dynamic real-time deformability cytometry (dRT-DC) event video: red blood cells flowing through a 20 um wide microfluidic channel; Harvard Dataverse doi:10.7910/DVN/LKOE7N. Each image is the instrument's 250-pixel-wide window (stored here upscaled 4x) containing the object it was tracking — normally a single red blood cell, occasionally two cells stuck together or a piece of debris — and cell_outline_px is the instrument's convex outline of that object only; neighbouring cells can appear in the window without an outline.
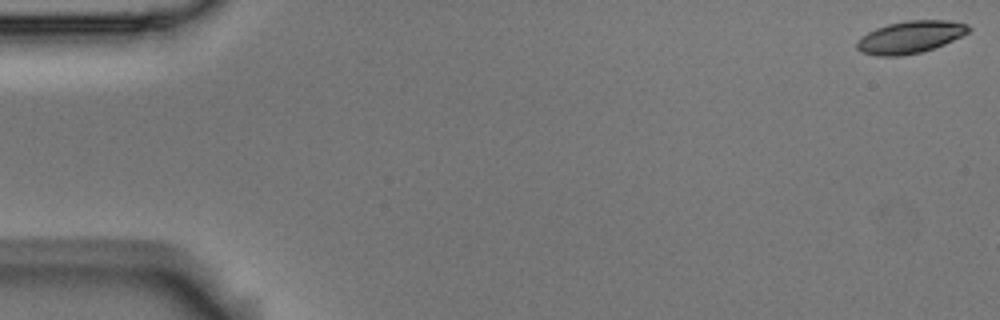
{"species": "Egyptian fruit bat (a non-hibernating species)", "species_latin": "Rousettus aegyptiacus", "temperature_condition": "room temperature", "stored_images_in_passage": 3, "camera_frame_rate_fps": 3000, "um_per_image_px": 0.085, "animal": {"sex": "male"}, "frame": {"image": 1, "passage_image": 1, "time_ms": 0.0, "image_size_px": [1000, 320], "cell_outline_px": [[972, 28], [968, 32], [944, 44], [920, 52], [900, 56], [876, 56], [860, 52], [856, 48], [856, 40], [868, 32], [876, 28], [888, 24], [908, 20], [944, 20], [968, 24]], "centroid_in_image_um": [77.33, 3.15], "position_along_channel_um": 7.7, "area_um2": 20.92}}